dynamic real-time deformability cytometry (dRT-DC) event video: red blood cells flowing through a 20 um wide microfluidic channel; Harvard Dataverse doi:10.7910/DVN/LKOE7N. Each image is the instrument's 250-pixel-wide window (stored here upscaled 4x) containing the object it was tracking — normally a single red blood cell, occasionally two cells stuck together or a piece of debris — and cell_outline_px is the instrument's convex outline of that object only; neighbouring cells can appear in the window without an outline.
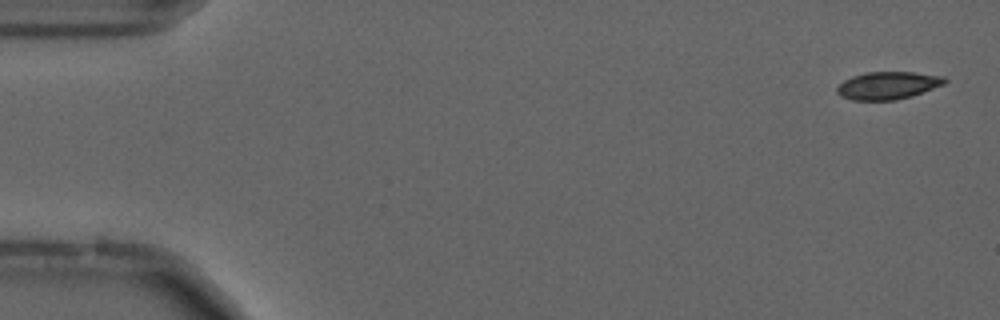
{"species": "common noctule bat (a hibernating species)", "species_latin": "Nyctalus noctula", "temperature_condition": "cold", "stored_images_in_passage": 51, "camera_frame_rate_fps": 3000, "um_per_image_px": 0.085, "animal": {"sex": "male", "forearm_length_mm": 52.5}, "frame": {"image": 1, "passage_image": 2, "time_ms": 0.333, "image_size_px": [1000, 320], "cell_outline_px": [[948, 80], [944, 84], [912, 96], [896, 100], [852, 100], [840, 96], [836, 92], [836, 88], [844, 80], [852, 76], [868, 72], [912, 72], [944, 76]], "centroid_in_image_um": [75.46, 7.27], "position_along_channel_um": 9.5, "area_um2": 17.34}}
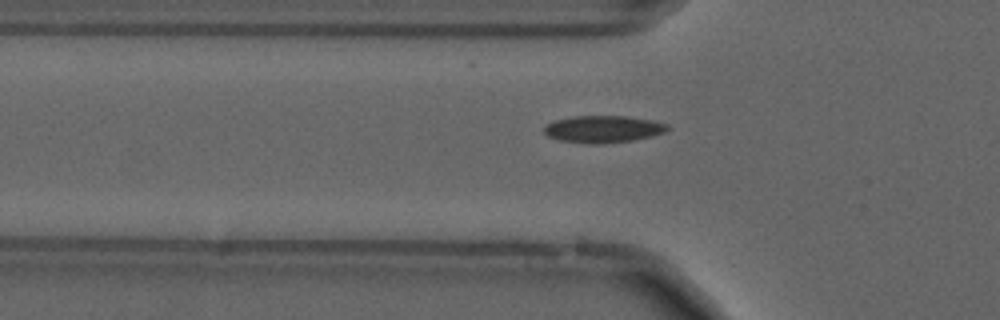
{"frame": {"image": 2, "passage_image": 18, "time_ms": 5.667, "image_size_px": [1000, 320], "cell_outline_px": [[672, 128], [664, 132], [652, 136], [632, 140], [604, 144], [588, 144], [560, 140], [548, 136], [544, 132], [544, 124], [556, 120], [572, 116], [628, 116], [652, 120], [668, 124]], "centroid_in_image_um": [51.28, 10.97], "position_along_channel_um": 74.5, "area_um2": 19.65}}
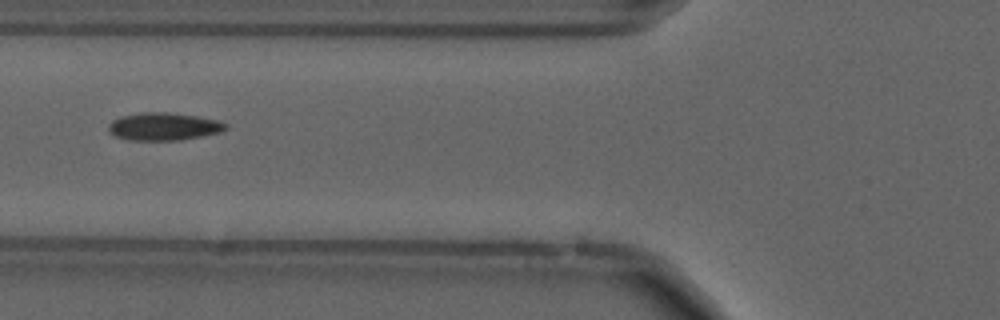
{"frame": {"image": 3, "passage_image": 21, "time_ms": 6.667, "image_size_px": [1000, 320], "cell_outline_px": [[228, 128], [220, 132], [204, 136], [180, 140], [128, 140], [116, 136], [108, 128], [108, 124], [112, 120], [120, 116], [144, 112], [168, 112], [196, 116], [216, 120], [228, 124]], "centroid_in_image_um": [13.93, 10.75], "position_along_channel_um": 111.9, "area_um2": 18.9}, "authors_computed_cell_mechanics": {"area_um2": 17.8602, "velocity_mm_per_s": 3.6951, "shape_relaxation_time_tau1_ms": 8.57, "shape_relaxation_time_tau2_ms": 2.3501, "deformation_change_tau1": 0.1868, "deformation_change_tau2": 0.0772}}